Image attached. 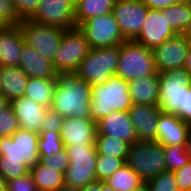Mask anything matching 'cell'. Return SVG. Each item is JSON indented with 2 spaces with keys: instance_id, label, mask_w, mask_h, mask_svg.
Returning a JSON list of instances; mask_svg holds the SVG:
<instances>
[{
  "instance_id": "cell-1",
  "label": "cell",
  "mask_w": 191,
  "mask_h": 191,
  "mask_svg": "<svg viewBox=\"0 0 191 191\" xmlns=\"http://www.w3.org/2000/svg\"><path fill=\"white\" fill-rule=\"evenodd\" d=\"M51 109L63 117H91V85L75 73H58Z\"/></svg>"
},
{
  "instance_id": "cell-2",
  "label": "cell",
  "mask_w": 191,
  "mask_h": 191,
  "mask_svg": "<svg viewBox=\"0 0 191 191\" xmlns=\"http://www.w3.org/2000/svg\"><path fill=\"white\" fill-rule=\"evenodd\" d=\"M127 81L112 75L102 85L92 86L91 118L97 122L112 111H128L132 106Z\"/></svg>"
},
{
  "instance_id": "cell-3",
  "label": "cell",
  "mask_w": 191,
  "mask_h": 191,
  "mask_svg": "<svg viewBox=\"0 0 191 191\" xmlns=\"http://www.w3.org/2000/svg\"><path fill=\"white\" fill-rule=\"evenodd\" d=\"M120 46L90 49L75 74L91 87L106 83L115 75L119 64Z\"/></svg>"
},
{
  "instance_id": "cell-4",
  "label": "cell",
  "mask_w": 191,
  "mask_h": 191,
  "mask_svg": "<svg viewBox=\"0 0 191 191\" xmlns=\"http://www.w3.org/2000/svg\"><path fill=\"white\" fill-rule=\"evenodd\" d=\"M69 156V166L64 172V185L82 189L96 179V144L64 147Z\"/></svg>"
},
{
  "instance_id": "cell-5",
  "label": "cell",
  "mask_w": 191,
  "mask_h": 191,
  "mask_svg": "<svg viewBox=\"0 0 191 191\" xmlns=\"http://www.w3.org/2000/svg\"><path fill=\"white\" fill-rule=\"evenodd\" d=\"M153 51L135 41H125L120 45L118 77L130 82L156 73Z\"/></svg>"
},
{
  "instance_id": "cell-6",
  "label": "cell",
  "mask_w": 191,
  "mask_h": 191,
  "mask_svg": "<svg viewBox=\"0 0 191 191\" xmlns=\"http://www.w3.org/2000/svg\"><path fill=\"white\" fill-rule=\"evenodd\" d=\"M125 162L146 182L166 171L164 145L155 141H137L130 145Z\"/></svg>"
},
{
  "instance_id": "cell-7",
  "label": "cell",
  "mask_w": 191,
  "mask_h": 191,
  "mask_svg": "<svg viewBox=\"0 0 191 191\" xmlns=\"http://www.w3.org/2000/svg\"><path fill=\"white\" fill-rule=\"evenodd\" d=\"M90 49L78 27L66 30L52 61L54 69L57 73H75Z\"/></svg>"
},
{
  "instance_id": "cell-8",
  "label": "cell",
  "mask_w": 191,
  "mask_h": 191,
  "mask_svg": "<svg viewBox=\"0 0 191 191\" xmlns=\"http://www.w3.org/2000/svg\"><path fill=\"white\" fill-rule=\"evenodd\" d=\"M19 27L23 33L25 43L46 59L53 61L66 30L36 23L31 19L22 20Z\"/></svg>"
},
{
  "instance_id": "cell-9",
  "label": "cell",
  "mask_w": 191,
  "mask_h": 191,
  "mask_svg": "<svg viewBox=\"0 0 191 191\" xmlns=\"http://www.w3.org/2000/svg\"><path fill=\"white\" fill-rule=\"evenodd\" d=\"M91 49L120 46L125 39L113 13L93 16L78 26Z\"/></svg>"
},
{
  "instance_id": "cell-10",
  "label": "cell",
  "mask_w": 191,
  "mask_h": 191,
  "mask_svg": "<svg viewBox=\"0 0 191 191\" xmlns=\"http://www.w3.org/2000/svg\"><path fill=\"white\" fill-rule=\"evenodd\" d=\"M39 133L19 128L11 136L0 137V156L7 160L24 161L29 169L39 161Z\"/></svg>"
},
{
  "instance_id": "cell-11",
  "label": "cell",
  "mask_w": 191,
  "mask_h": 191,
  "mask_svg": "<svg viewBox=\"0 0 191 191\" xmlns=\"http://www.w3.org/2000/svg\"><path fill=\"white\" fill-rule=\"evenodd\" d=\"M190 85L191 75L185 68L159 73L158 106L162 112L173 114L177 109H182L183 93L188 91Z\"/></svg>"
},
{
  "instance_id": "cell-12",
  "label": "cell",
  "mask_w": 191,
  "mask_h": 191,
  "mask_svg": "<svg viewBox=\"0 0 191 191\" xmlns=\"http://www.w3.org/2000/svg\"><path fill=\"white\" fill-rule=\"evenodd\" d=\"M148 7L142 0H118L112 13L125 41H134L146 20Z\"/></svg>"
},
{
  "instance_id": "cell-13",
  "label": "cell",
  "mask_w": 191,
  "mask_h": 191,
  "mask_svg": "<svg viewBox=\"0 0 191 191\" xmlns=\"http://www.w3.org/2000/svg\"><path fill=\"white\" fill-rule=\"evenodd\" d=\"M190 43L184 34H176L155 47L152 51L156 71L165 73L184 68Z\"/></svg>"
},
{
  "instance_id": "cell-14",
  "label": "cell",
  "mask_w": 191,
  "mask_h": 191,
  "mask_svg": "<svg viewBox=\"0 0 191 191\" xmlns=\"http://www.w3.org/2000/svg\"><path fill=\"white\" fill-rule=\"evenodd\" d=\"M74 4L75 0H41L31 20L65 30L76 28Z\"/></svg>"
},
{
  "instance_id": "cell-15",
  "label": "cell",
  "mask_w": 191,
  "mask_h": 191,
  "mask_svg": "<svg viewBox=\"0 0 191 191\" xmlns=\"http://www.w3.org/2000/svg\"><path fill=\"white\" fill-rule=\"evenodd\" d=\"M176 34L169 26L167 13H162V10L148 9L146 20L134 41L153 50Z\"/></svg>"
},
{
  "instance_id": "cell-16",
  "label": "cell",
  "mask_w": 191,
  "mask_h": 191,
  "mask_svg": "<svg viewBox=\"0 0 191 191\" xmlns=\"http://www.w3.org/2000/svg\"><path fill=\"white\" fill-rule=\"evenodd\" d=\"M60 135L64 147L96 144V122L91 117H64Z\"/></svg>"
},
{
  "instance_id": "cell-17",
  "label": "cell",
  "mask_w": 191,
  "mask_h": 191,
  "mask_svg": "<svg viewBox=\"0 0 191 191\" xmlns=\"http://www.w3.org/2000/svg\"><path fill=\"white\" fill-rule=\"evenodd\" d=\"M162 110L158 105L133 104L128 114L135 128L138 141H155L157 123Z\"/></svg>"
},
{
  "instance_id": "cell-18",
  "label": "cell",
  "mask_w": 191,
  "mask_h": 191,
  "mask_svg": "<svg viewBox=\"0 0 191 191\" xmlns=\"http://www.w3.org/2000/svg\"><path fill=\"white\" fill-rule=\"evenodd\" d=\"M97 134L113 136L132 145L138 141L128 111H112L96 122Z\"/></svg>"
},
{
  "instance_id": "cell-19",
  "label": "cell",
  "mask_w": 191,
  "mask_h": 191,
  "mask_svg": "<svg viewBox=\"0 0 191 191\" xmlns=\"http://www.w3.org/2000/svg\"><path fill=\"white\" fill-rule=\"evenodd\" d=\"M21 129L40 133L44 117L50 107L36 103L25 96L10 102Z\"/></svg>"
},
{
  "instance_id": "cell-20",
  "label": "cell",
  "mask_w": 191,
  "mask_h": 191,
  "mask_svg": "<svg viewBox=\"0 0 191 191\" xmlns=\"http://www.w3.org/2000/svg\"><path fill=\"white\" fill-rule=\"evenodd\" d=\"M24 44L19 25L0 27V66H19Z\"/></svg>"
},
{
  "instance_id": "cell-21",
  "label": "cell",
  "mask_w": 191,
  "mask_h": 191,
  "mask_svg": "<svg viewBox=\"0 0 191 191\" xmlns=\"http://www.w3.org/2000/svg\"><path fill=\"white\" fill-rule=\"evenodd\" d=\"M191 126L176 115L161 112L157 123L156 142L162 145L186 144Z\"/></svg>"
},
{
  "instance_id": "cell-22",
  "label": "cell",
  "mask_w": 191,
  "mask_h": 191,
  "mask_svg": "<svg viewBox=\"0 0 191 191\" xmlns=\"http://www.w3.org/2000/svg\"><path fill=\"white\" fill-rule=\"evenodd\" d=\"M19 67L28 77L33 78L56 79L58 74L52 61L43 57L26 43L20 54Z\"/></svg>"
},
{
  "instance_id": "cell-23",
  "label": "cell",
  "mask_w": 191,
  "mask_h": 191,
  "mask_svg": "<svg viewBox=\"0 0 191 191\" xmlns=\"http://www.w3.org/2000/svg\"><path fill=\"white\" fill-rule=\"evenodd\" d=\"M132 104L158 105L159 73L128 82Z\"/></svg>"
},
{
  "instance_id": "cell-24",
  "label": "cell",
  "mask_w": 191,
  "mask_h": 191,
  "mask_svg": "<svg viewBox=\"0 0 191 191\" xmlns=\"http://www.w3.org/2000/svg\"><path fill=\"white\" fill-rule=\"evenodd\" d=\"M1 78L0 93L10 102L24 96L29 77L19 66L2 67Z\"/></svg>"
},
{
  "instance_id": "cell-25",
  "label": "cell",
  "mask_w": 191,
  "mask_h": 191,
  "mask_svg": "<svg viewBox=\"0 0 191 191\" xmlns=\"http://www.w3.org/2000/svg\"><path fill=\"white\" fill-rule=\"evenodd\" d=\"M118 0H75L74 19L76 27L93 16L112 13Z\"/></svg>"
},
{
  "instance_id": "cell-26",
  "label": "cell",
  "mask_w": 191,
  "mask_h": 191,
  "mask_svg": "<svg viewBox=\"0 0 191 191\" xmlns=\"http://www.w3.org/2000/svg\"><path fill=\"white\" fill-rule=\"evenodd\" d=\"M30 174L38 191H57L64 185L63 173L39 161L30 169Z\"/></svg>"
},
{
  "instance_id": "cell-27",
  "label": "cell",
  "mask_w": 191,
  "mask_h": 191,
  "mask_svg": "<svg viewBox=\"0 0 191 191\" xmlns=\"http://www.w3.org/2000/svg\"><path fill=\"white\" fill-rule=\"evenodd\" d=\"M56 83V79L29 77L24 96L38 104L51 107Z\"/></svg>"
},
{
  "instance_id": "cell-28",
  "label": "cell",
  "mask_w": 191,
  "mask_h": 191,
  "mask_svg": "<svg viewBox=\"0 0 191 191\" xmlns=\"http://www.w3.org/2000/svg\"><path fill=\"white\" fill-rule=\"evenodd\" d=\"M105 182L116 191H136L145 184V181L126 163Z\"/></svg>"
},
{
  "instance_id": "cell-29",
  "label": "cell",
  "mask_w": 191,
  "mask_h": 191,
  "mask_svg": "<svg viewBox=\"0 0 191 191\" xmlns=\"http://www.w3.org/2000/svg\"><path fill=\"white\" fill-rule=\"evenodd\" d=\"M161 10L167 13L169 26L177 34H184L191 21V4L180 2Z\"/></svg>"
},
{
  "instance_id": "cell-30",
  "label": "cell",
  "mask_w": 191,
  "mask_h": 191,
  "mask_svg": "<svg viewBox=\"0 0 191 191\" xmlns=\"http://www.w3.org/2000/svg\"><path fill=\"white\" fill-rule=\"evenodd\" d=\"M130 144L119 138L97 134L96 149L100 155L114 156L126 161Z\"/></svg>"
},
{
  "instance_id": "cell-31",
  "label": "cell",
  "mask_w": 191,
  "mask_h": 191,
  "mask_svg": "<svg viewBox=\"0 0 191 191\" xmlns=\"http://www.w3.org/2000/svg\"><path fill=\"white\" fill-rule=\"evenodd\" d=\"M186 144L164 145L166 171H175L190 161Z\"/></svg>"
},
{
  "instance_id": "cell-32",
  "label": "cell",
  "mask_w": 191,
  "mask_h": 191,
  "mask_svg": "<svg viewBox=\"0 0 191 191\" xmlns=\"http://www.w3.org/2000/svg\"><path fill=\"white\" fill-rule=\"evenodd\" d=\"M39 158L50 157L64 149L61 135L58 132H40L38 139Z\"/></svg>"
},
{
  "instance_id": "cell-33",
  "label": "cell",
  "mask_w": 191,
  "mask_h": 191,
  "mask_svg": "<svg viewBox=\"0 0 191 191\" xmlns=\"http://www.w3.org/2000/svg\"><path fill=\"white\" fill-rule=\"evenodd\" d=\"M122 158L100 155L97 153L96 161V179L99 182H105L116 170L125 164Z\"/></svg>"
},
{
  "instance_id": "cell-34",
  "label": "cell",
  "mask_w": 191,
  "mask_h": 191,
  "mask_svg": "<svg viewBox=\"0 0 191 191\" xmlns=\"http://www.w3.org/2000/svg\"><path fill=\"white\" fill-rule=\"evenodd\" d=\"M145 184L150 191H179L173 171H163Z\"/></svg>"
},
{
  "instance_id": "cell-35",
  "label": "cell",
  "mask_w": 191,
  "mask_h": 191,
  "mask_svg": "<svg viewBox=\"0 0 191 191\" xmlns=\"http://www.w3.org/2000/svg\"><path fill=\"white\" fill-rule=\"evenodd\" d=\"M29 172L30 169L24 161L7 160L5 157L0 156V174L6 181L22 177Z\"/></svg>"
},
{
  "instance_id": "cell-36",
  "label": "cell",
  "mask_w": 191,
  "mask_h": 191,
  "mask_svg": "<svg viewBox=\"0 0 191 191\" xmlns=\"http://www.w3.org/2000/svg\"><path fill=\"white\" fill-rule=\"evenodd\" d=\"M19 128L18 118L11 105L0 110V137L11 136Z\"/></svg>"
},
{
  "instance_id": "cell-37",
  "label": "cell",
  "mask_w": 191,
  "mask_h": 191,
  "mask_svg": "<svg viewBox=\"0 0 191 191\" xmlns=\"http://www.w3.org/2000/svg\"><path fill=\"white\" fill-rule=\"evenodd\" d=\"M12 0H0V27L14 26L21 23Z\"/></svg>"
},
{
  "instance_id": "cell-38",
  "label": "cell",
  "mask_w": 191,
  "mask_h": 191,
  "mask_svg": "<svg viewBox=\"0 0 191 191\" xmlns=\"http://www.w3.org/2000/svg\"><path fill=\"white\" fill-rule=\"evenodd\" d=\"M21 20L31 19L39 8L41 0H12Z\"/></svg>"
},
{
  "instance_id": "cell-39",
  "label": "cell",
  "mask_w": 191,
  "mask_h": 191,
  "mask_svg": "<svg viewBox=\"0 0 191 191\" xmlns=\"http://www.w3.org/2000/svg\"><path fill=\"white\" fill-rule=\"evenodd\" d=\"M40 161L44 165L52 167L54 170L63 174L67 170L70 163L69 156L67 155L65 148L50 157L40 158Z\"/></svg>"
},
{
  "instance_id": "cell-40",
  "label": "cell",
  "mask_w": 191,
  "mask_h": 191,
  "mask_svg": "<svg viewBox=\"0 0 191 191\" xmlns=\"http://www.w3.org/2000/svg\"><path fill=\"white\" fill-rule=\"evenodd\" d=\"M6 191H38L33 178L29 173L6 181Z\"/></svg>"
},
{
  "instance_id": "cell-41",
  "label": "cell",
  "mask_w": 191,
  "mask_h": 191,
  "mask_svg": "<svg viewBox=\"0 0 191 191\" xmlns=\"http://www.w3.org/2000/svg\"><path fill=\"white\" fill-rule=\"evenodd\" d=\"M64 117L51 108L45 114L44 121L40 132L53 131L60 133Z\"/></svg>"
},
{
  "instance_id": "cell-42",
  "label": "cell",
  "mask_w": 191,
  "mask_h": 191,
  "mask_svg": "<svg viewBox=\"0 0 191 191\" xmlns=\"http://www.w3.org/2000/svg\"><path fill=\"white\" fill-rule=\"evenodd\" d=\"M174 173L179 191L191 190V160Z\"/></svg>"
},
{
  "instance_id": "cell-43",
  "label": "cell",
  "mask_w": 191,
  "mask_h": 191,
  "mask_svg": "<svg viewBox=\"0 0 191 191\" xmlns=\"http://www.w3.org/2000/svg\"><path fill=\"white\" fill-rule=\"evenodd\" d=\"M173 114L191 126V85L183 93L182 109H177Z\"/></svg>"
},
{
  "instance_id": "cell-44",
  "label": "cell",
  "mask_w": 191,
  "mask_h": 191,
  "mask_svg": "<svg viewBox=\"0 0 191 191\" xmlns=\"http://www.w3.org/2000/svg\"><path fill=\"white\" fill-rule=\"evenodd\" d=\"M148 9L161 10L171 5L182 2V0H142Z\"/></svg>"
},
{
  "instance_id": "cell-45",
  "label": "cell",
  "mask_w": 191,
  "mask_h": 191,
  "mask_svg": "<svg viewBox=\"0 0 191 191\" xmlns=\"http://www.w3.org/2000/svg\"><path fill=\"white\" fill-rule=\"evenodd\" d=\"M81 191H116L106 182L94 181L81 189Z\"/></svg>"
},
{
  "instance_id": "cell-46",
  "label": "cell",
  "mask_w": 191,
  "mask_h": 191,
  "mask_svg": "<svg viewBox=\"0 0 191 191\" xmlns=\"http://www.w3.org/2000/svg\"><path fill=\"white\" fill-rule=\"evenodd\" d=\"M184 68L190 73L191 75V43L188 49L187 58L185 61Z\"/></svg>"
},
{
  "instance_id": "cell-47",
  "label": "cell",
  "mask_w": 191,
  "mask_h": 191,
  "mask_svg": "<svg viewBox=\"0 0 191 191\" xmlns=\"http://www.w3.org/2000/svg\"><path fill=\"white\" fill-rule=\"evenodd\" d=\"M10 105V101L0 93V110L7 108Z\"/></svg>"
},
{
  "instance_id": "cell-48",
  "label": "cell",
  "mask_w": 191,
  "mask_h": 191,
  "mask_svg": "<svg viewBox=\"0 0 191 191\" xmlns=\"http://www.w3.org/2000/svg\"><path fill=\"white\" fill-rule=\"evenodd\" d=\"M185 148L191 160V130L188 133V138H187V143Z\"/></svg>"
},
{
  "instance_id": "cell-49",
  "label": "cell",
  "mask_w": 191,
  "mask_h": 191,
  "mask_svg": "<svg viewBox=\"0 0 191 191\" xmlns=\"http://www.w3.org/2000/svg\"><path fill=\"white\" fill-rule=\"evenodd\" d=\"M57 191H81V190L80 189H76V188L71 187V186L63 185Z\"/></svg>"
},
{
  "instance_id": "cell-50",
  "label": "cell",
  "mask_w": 191,
  "mask_h": 191,
  "mask_svg": "<svg viewBox=\"0 0 191 191\" xmlns=\"http://www.w3.org/2000/svg\"><path fill=\"white\" fill-rule=\"evenodd\" d=\"M0 191H6V180L0 174Z\"/></svg>"
},
{
  "instance_id": "cell-51",
  "label": "cell",
  "mask_w": 191,
  "mask_h": 191,
  "mask_svg": "<svg viewBox=\"0 0 191 191\" xmlns=\"http://www.w3.org/2000/svg\"><path fill=\"white\" fill-rule=\"evenodd\" d=\"M184 35L187 37V39L191 42V21L190 24L188 26V28L186 29V31L184 32Z\"/></svg>"
},
{
  "instance_id": "cell-52",
  "label": "cell",
  "mask_w": 191,
  "mask_h": 191,
  "mask_svg": "<svg viewBox=\"0 0 191 191\" xmlns=\"http://www.w3.org/2000/svg\"><path fill=\"white\" fill-rule=\"evenodd\" d=\"M136 191H150L149 188L146 186V184H144L140 189L136 190Z\"/></svg>"
},
{
  "instance_id": "cell-53",
  "label": "cell",
  "mask_w": 191,
  "mask_h": 191,
  "mask_svg": "<svg viewBox=\"0 0 191 191\" xmlns=\"http://www.w3.org/2000/svg\"><path fill=\"white\" fill-rule=\"evenodd\" d=\"M2 77V67L0 66V82H1V78Z\"/></svg>"
},
{
  "instance_id": "cell-54",
  "label": "cell",
  "mask_w": 191,
  "mask_h": 191,
  "mask_svg": "<svg viewBox=\"0 0 191 191\" xmlns=\"http://www.w3.org/2000/svg\"><path fill=\"white\" fill-rule=\"evenodd\" d=\"M182 2L191 4V0H182Z\"/></svg>"
}]
</instances>
